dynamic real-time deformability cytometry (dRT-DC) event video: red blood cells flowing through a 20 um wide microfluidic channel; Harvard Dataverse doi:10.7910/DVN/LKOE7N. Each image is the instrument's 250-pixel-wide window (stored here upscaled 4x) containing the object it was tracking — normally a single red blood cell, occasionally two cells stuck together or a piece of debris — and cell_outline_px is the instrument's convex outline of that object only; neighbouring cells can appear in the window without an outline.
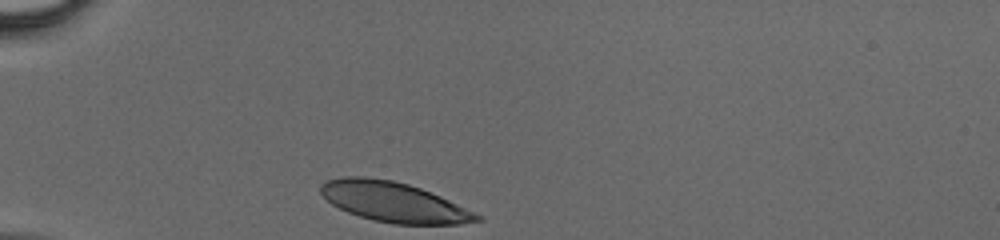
{"species": "human", "species_latin": "Homo sapiens", "temperature_condition": "cold", "stored_images_in_passage": 26, "camera_frame_rate_fps": 3000, "um_per_image_px": 0.085, "donor": {"sex": "male"}, "frame": {"image": 1, "passage_image": 1, "time_ms": 0.0, "image_size_px": [1000, 240], "cell_outline_px": [[484, 220], [460, 224], [392, 224], [372, 220], [348, 212], [332, 204], [320, 192], [320, 184], [324, 180], [344, 176], [364, 176], [392, 180], [408, 184], [420, 188], [440, 196], [484, 216]], "centroid_in_image_um": [33.47, 17.17], "position_along_channel_um": 51.5, "area_um2": 36.47}}
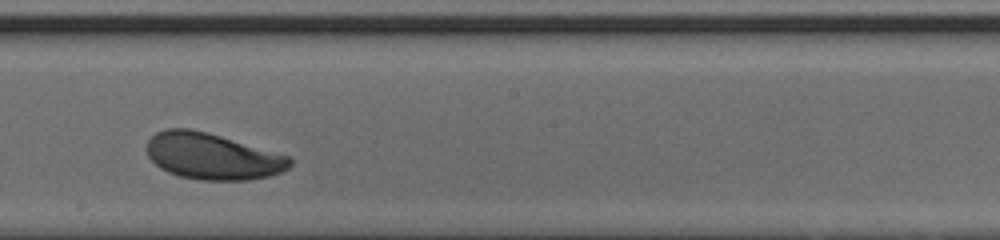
{"frame": {"image": 2, "passage_image": 15, "time_ms": 4.667, "image_size_px": [1000, 240], "cell_outline_px": [[292, 164], [288, 168], [280, 172], [268, 176], [248, 180], [200, 180], [180, 176], [168, 172], [160, 168], [148, 156], [148, 140], [156, 132], [168, 128], [188, 128], [208, 132], [288, 156], [292, 160]], "centroid_in_image_um": [18.03, 13.28], "position_along_channel_um": 230.2, "area_um2": 38.32}}
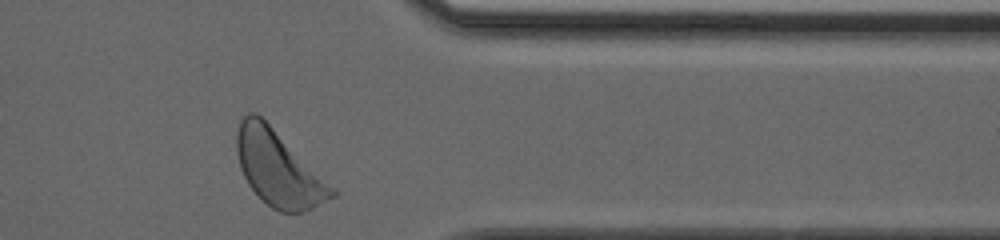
{"frame": {"image": 3, "passage_image": 26, "time_ms": 8.333, "image_size_px": [1000, 240], "cell_outline_px": [[336, 196], [304, 212], [280, 212], [272, 208], [248, 184], [240, 168], [236, 152], [236, 132], [240, 120], [248, 112], [256, 112], [336, 192]], "centroid_in_image_um": [23.59, 14.33], "position_along_channel_um": 387.8, "area_um2": 40.17}}